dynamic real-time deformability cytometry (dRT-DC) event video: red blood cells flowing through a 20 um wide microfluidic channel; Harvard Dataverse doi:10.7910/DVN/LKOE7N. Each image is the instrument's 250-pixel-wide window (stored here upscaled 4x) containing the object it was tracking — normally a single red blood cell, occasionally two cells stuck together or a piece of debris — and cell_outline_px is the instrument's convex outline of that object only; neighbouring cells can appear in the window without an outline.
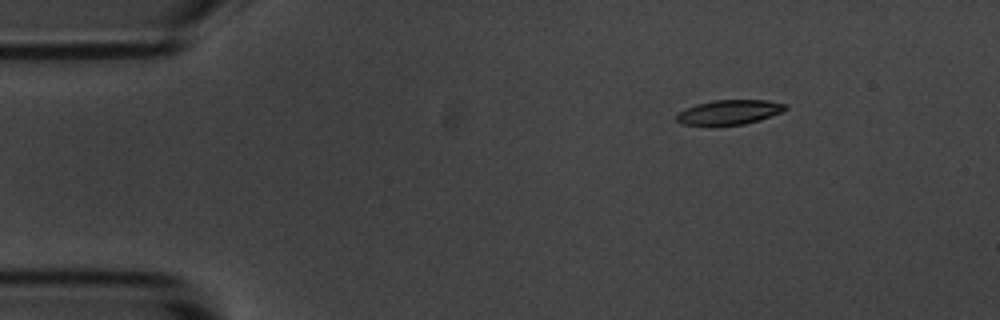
{"species": "common noctule bat (a hibernating species)", "species_latin": "Nyctalus noctula", "temperature_condition": "room temperature", "stored_images_in_passage": 5, "camera_frame_rate_fps": 3000, "um_per_image_px": 0.085, "animal": {"sex": "male", "body_mass_g": 20.1, "forearm_length_mm": 53.5}, "frame": {"image": 1, "passage_image": 5, "time_ms": 5.667, "image_size_px": [1000, 320], "cell_outline_px": [[788, 108], [780, 112], [760, 120], [744, 124], [716, 128], [712, 128], [680, 124], [676, 120], [676, 116], [680, 112], [696, 104], [712, 100], [768, 100], [788, 104]], "centroid_in_image_um": [61.95, 9.58], "position_along_channel_um": 23.1, "area_um2": 16.3}}